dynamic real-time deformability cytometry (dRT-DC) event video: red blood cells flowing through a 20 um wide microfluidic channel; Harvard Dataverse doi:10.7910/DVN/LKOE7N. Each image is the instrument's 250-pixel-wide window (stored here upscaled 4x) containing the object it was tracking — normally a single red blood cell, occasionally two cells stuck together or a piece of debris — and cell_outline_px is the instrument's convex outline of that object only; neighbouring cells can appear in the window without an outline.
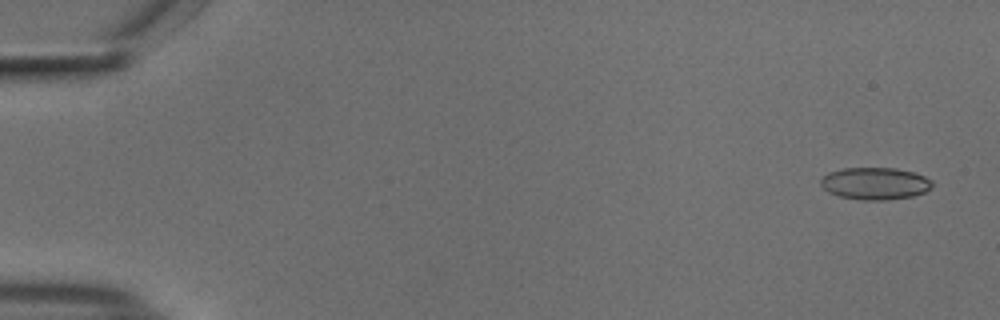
{"species": "common noctule bat (a hibernating species)", "species_latin": "Nyctalus noctula", "temperature_condition": "cold", "stored_images_in_passage": 13, "camera_frame_rate_fps": 3000, "um_per_image_px": 0.085, "animal": {"sex": "male", "body_mass_g": 18.8}, "frame": {"image": 1, "passage_image": 3, "time_ms": 0.667, "image_size_px": [1000, 320], "cell_outline_px": [[932, 188], [924, 192], [912, 196], [884, 200], [860, 200], [840, 196], [828, 192], [820, 184], [820, 180], [828, 172], [844, 168], [896, 168], [912, 172], [924, 176], [932, 180]], "centroid_in_image_um": [74.37, 15.59], "position_along_channel_um": 10.6, "area_um2": 20.87}}